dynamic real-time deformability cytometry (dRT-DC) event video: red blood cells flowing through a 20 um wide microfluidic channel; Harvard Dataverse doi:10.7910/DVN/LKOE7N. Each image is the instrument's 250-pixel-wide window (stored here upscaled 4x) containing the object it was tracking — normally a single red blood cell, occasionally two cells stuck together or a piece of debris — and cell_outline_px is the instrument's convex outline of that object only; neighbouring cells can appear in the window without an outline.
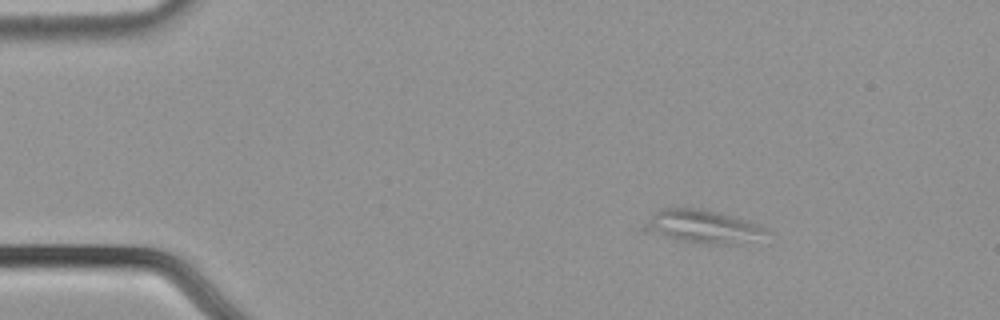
{"species": "common noctule bat (a hibernating species)", "species_latin": "Nyctalus noctula", "temperature_condition": "cold", "stored_images_in_passage": 16, "camera_frame_rate_fps": 3000, "um_per_image_px": 0.085, "animal": {"sex": "male", "body_mass_g": 21.5, "forearm_length_mm": 52.0}, "frame": {"image": 1, "passage_image": 1, "time_ms": 0.0, "image_size_px": [1000, 320], "cell_outline_px": [[768, 232], [756, 248], [704, 244], [680, 240], [640, 232], [640, 228], [660, 208], [704, 208], [720, 212], [764, 224]], "centroid_in_image_um": [59.94, 19.33], "position_along_channel_um": 25.1, "area_um2": 25.61}}
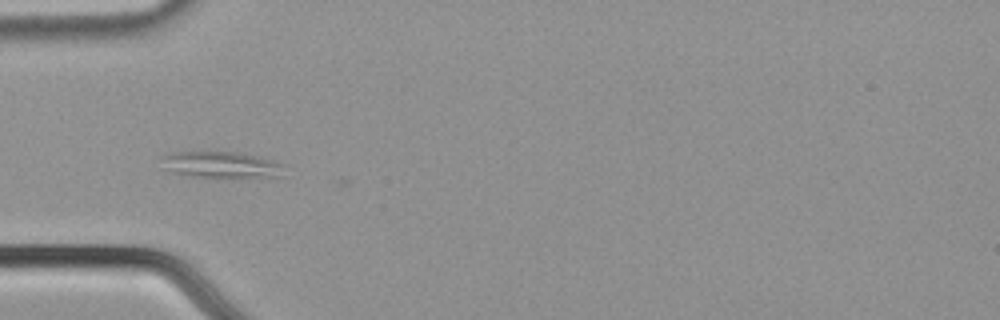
{"frame": {"image": 2, "passage_image": 11, "time_ms": 3.333, "image_size_px": [1000, 320], "cell_outline_px": [[284, 164], [280, 176], [188, 176], [172, 172], [164, 168], [156, 156], [172, 152], [236, 152], [256, 156], [272, 160]], "centroid_in_image_um": [18.65, 13.97], "position_along_channel_um": 66.3, "area_um2": 18.55}}
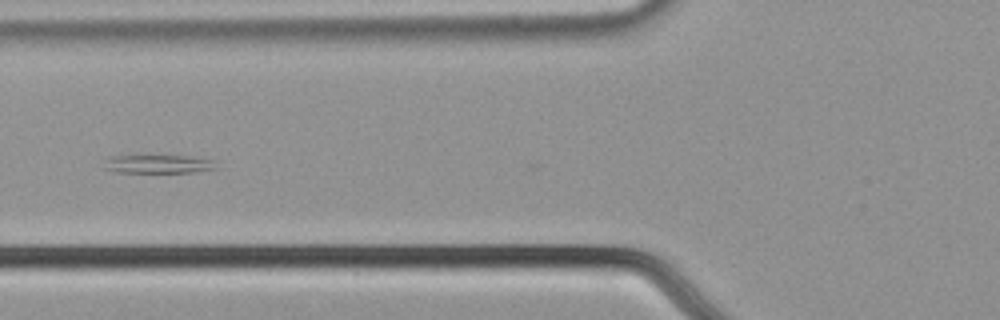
{"frame": {"image": 3, "passage_image": 15, "time_ms": 4.667, "image_size_px": [1000, 320], "cell_outline_px": [[216, 168], [196, 172], [116, 172], [104, 168], [104, 160], [112, 156], [192, 156], [216, 160]], "centroid_in_image_um": [13.49, 13.94], "position_along_channel_um": 112.3, "area_um2": 12.02}}